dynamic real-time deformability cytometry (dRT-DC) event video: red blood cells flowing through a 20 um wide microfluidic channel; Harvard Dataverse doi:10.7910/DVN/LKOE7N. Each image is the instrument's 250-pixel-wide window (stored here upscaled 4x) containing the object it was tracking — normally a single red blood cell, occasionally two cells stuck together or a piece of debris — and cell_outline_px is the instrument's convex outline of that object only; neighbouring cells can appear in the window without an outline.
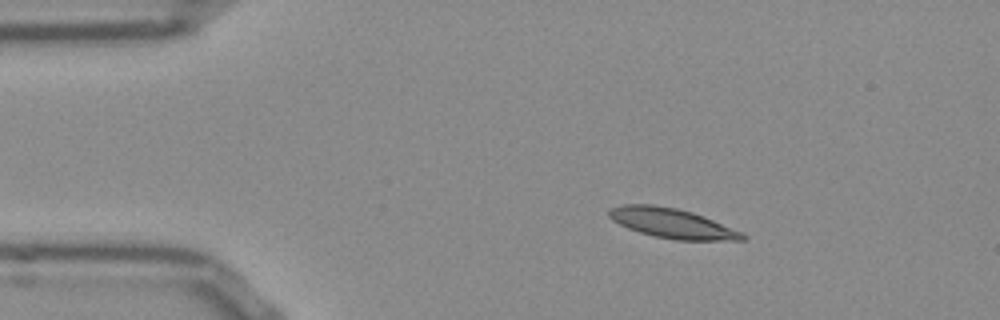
{"species": "Egyptian fruit bat (a non-hibernating species)", "species_latin": "Rousettus aegyptiacus", "temperature_condition": "room temperature", "stored_images_in_passage": 45, "camera_frame_rate_fps": 3000, "um_per_image_px": 0.085, "frame": {"image": 1, "passage_image": 1, "time_ms": 0.0, "image_size_px": [1000, 320], "cell_outline_px": [[748, 236], [744, 240], [676, 240], [656, 236], [640, 232], [628, 228], [612, 220], [608, 216], [608, 208], [624, 204], [652, 204], [676, 208], [692, 212], [744, 232]], "centroid_in_image_um": [57.13, 18.97], "position_along_channel_um": 27.9, "area_um2": 23.12}}
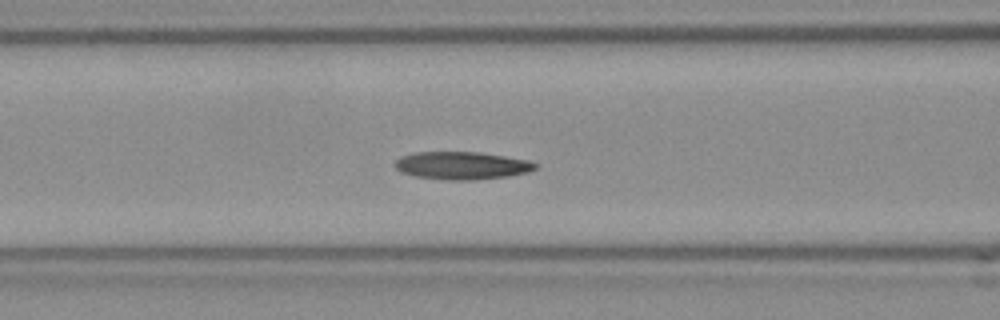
{"frame": {"image": 2, "passage_image": 13, "time_ms": 4.0, "image_size_px": [1000, 320], "cell_outline_px": [[540, 164], [536, 168], [528, 172], [508, 176], [476, 180], [448, 180], [416, 176], [400, 172], [396, 168], [396, 160], [400, 156], [412, 152], [480, 152], [528, 160]], "centroid_in_image_um": [39.27, 14.07], "position_along_channel_um": 127.3, "area_um2": 22.77}}
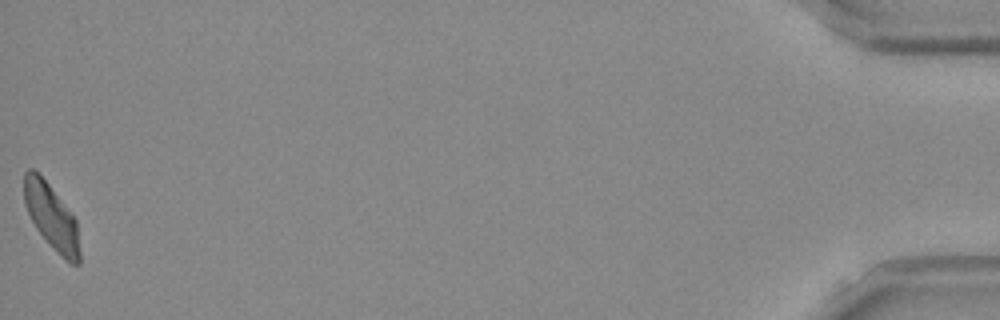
{"frame": {"image": 3, "passage_image": 45, "time_ms": 14.667, "image_size_px": [1000, 320], "cell_outline_px": [[80, 264], [72, 264], [36, 228], [24, 204], [24, 172], [28, 168], [32, 168], [48, 184], [76, 220], [80, 252]], "centroid_in_image_um": [4.36, 18.38], "position_along_channel_um": 430.8, "area_um2": 20.17}, "authors_computed_cell_mechanics": {"area_um2": 22.1374, "velocity_mm_per_s": 3.819, "shape_relaxation_time_tau1_ms": 4.1908, "shape_relaxation_time_tau2_ms": 3.6609, "deformation_change_tau1": 0.1512, "deformation_change_tau2": 0.1134}}